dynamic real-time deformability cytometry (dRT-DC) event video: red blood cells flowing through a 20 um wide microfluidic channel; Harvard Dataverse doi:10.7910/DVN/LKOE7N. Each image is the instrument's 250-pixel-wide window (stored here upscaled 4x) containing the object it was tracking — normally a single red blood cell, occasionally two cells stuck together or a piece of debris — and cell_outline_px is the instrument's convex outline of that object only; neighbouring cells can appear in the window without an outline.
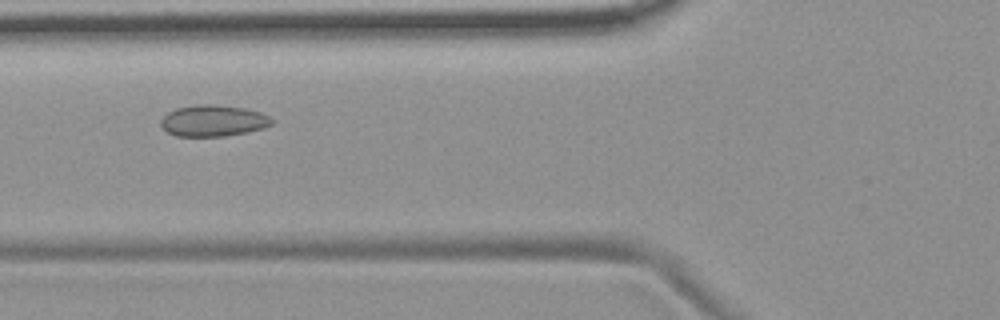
{"species": "common noctule bat (a hibernating species)", "species_latin": "Nyctalus noctula", "temperature_condition": "room temperature", "stored_images_in_passage": 38, "camera_frame_rate_fps": 3000, "um_per_image_px": 0.085, "animal": {"sex": "female", "body_mass_g": 19.9}, "frame": {"image": 1, "passage_image": 7, "time_ms": 2.0, "image_size_px": [1000, 320], "cell_outline_px": [[276, 120], [272, 124], [264, 128], [248, 132], [224, 136], [176, 136], [168, 132], [160, 124], [160, 120], [168, 112], [176, 108], [196, 104], [212, 104], [244, 108], [260, 112]], "centroid_in_image_um": [18.14, 10.26], "position_along_channel_um": 107.7, "area_um2": 20.35}}
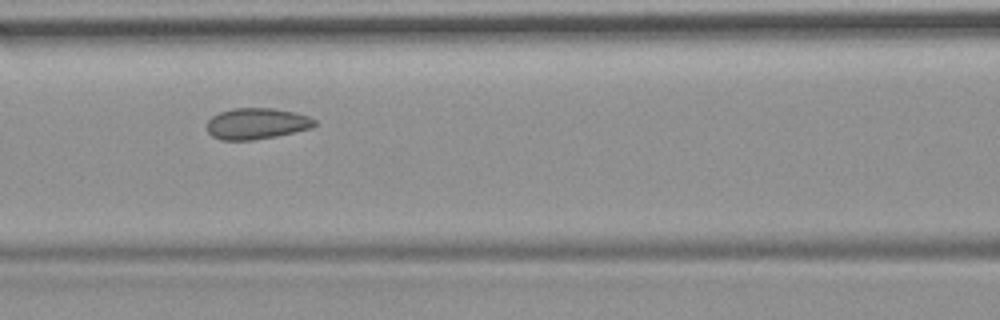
{"frame": {"image": 2, "passage_image": 10, "time_ms": 3.0, "image_size_px": [1000, 320], "cell_outline_px": [[316, 124], [312, 128], [276, 136], [252, 140], [220, 140], [212, 136], [208, 132], [208, 120], [212, 116], [220, 112], [232, 108], [272, 108], [296, 112], [308, 116], [316, 120]], "centroid_in_image_um": [21.82, 10.5], "position_along_channel_um": 144.8, "area_um2": 19.59}}
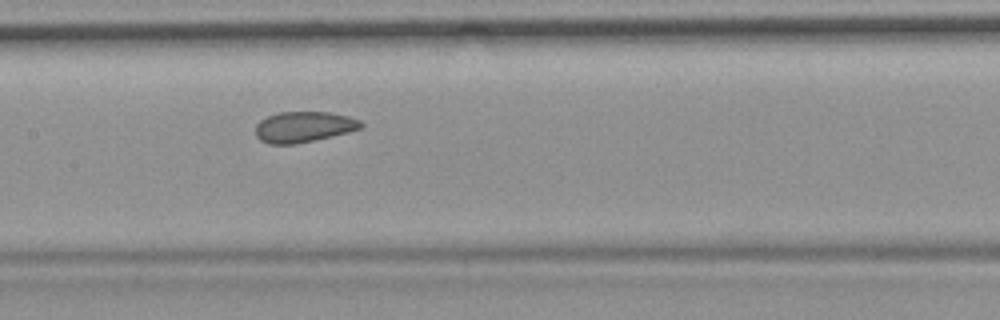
{"frame": {"image": 3, "passage_image": 13, "time_ms": 4.0, "image_size_px": [1000, 320], "cell_outline_px": [[364, 128], [332, 136], [296, 144], [268, 144], [260, 140], [256, 136], [256, 124], [260, 120], [268, 116], [280, 112], [328, 112], [348, 116], [360, 120], [364, 124]], "centroid_in_image_um": [25.83, 10.79], "position_along_channel_um": 181.6, "area_um2": 18.96}}